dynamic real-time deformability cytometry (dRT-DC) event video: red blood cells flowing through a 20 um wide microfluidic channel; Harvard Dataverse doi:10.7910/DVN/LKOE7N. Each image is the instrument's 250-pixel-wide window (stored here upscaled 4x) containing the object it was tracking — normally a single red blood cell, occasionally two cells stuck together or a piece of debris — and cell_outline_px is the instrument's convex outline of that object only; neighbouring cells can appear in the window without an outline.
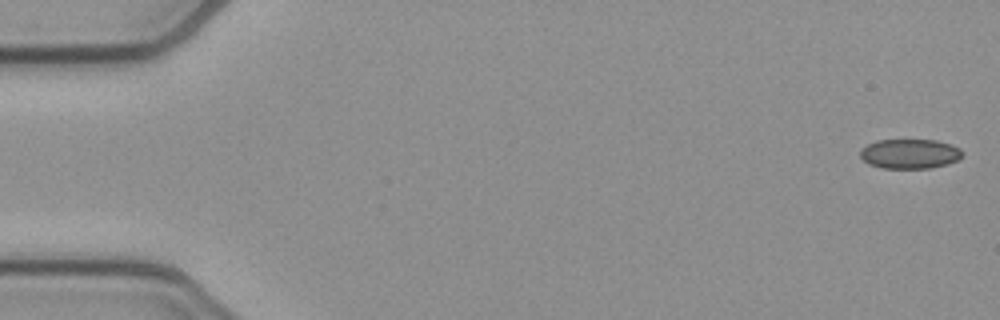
{"species": "common noctule bat (a hibernating species)", "species_latin": "Nyctalus noctula", "temperature_condition": "cold", "stored_images_in_passage": 52, "camera_frame_rate_fps": 3000, "um_per_image_px": 0.085, "animal": {"sex": "female", "body_mass_g": 21.9}, "frame": {"image": 1, "passage_image": 1, "time_ms": 0.0, "image_size_px": [1000, 320], "cell_outline_px": [[960, 156], [956, 160], [948, 164], [928, 168], [884, 168], [868, 164], [860, 156], [860, 148], [876, 140], [936, 140], [952, 144], [960, 148]], "centroid_in_image_um": [77.29, 13.06], "position_along_channel_um": 7.7, "area_um2": 17.57}}
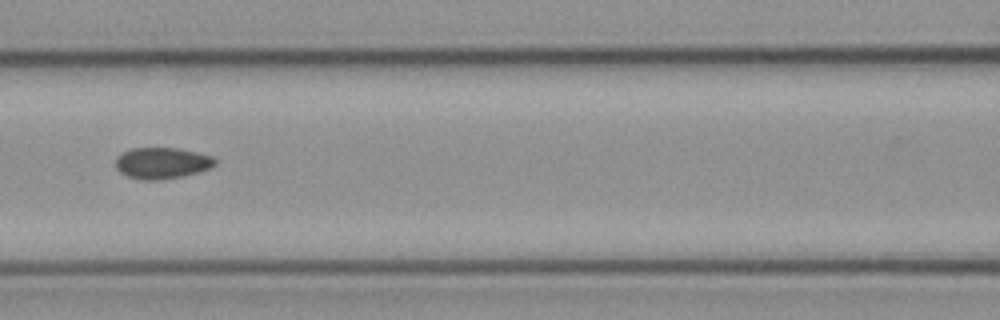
{"frame": {"image": 2, "passage_image": 23, "time_ms": 7.333, "image_size_px": [1000, 320], "cell_outline_px": [[216, 164], [208, 168], [184, 176], [156, 180], [140, 180], [128, 176], [120, 172], [116, 168], [116, 156], [132, 148], [180, 148], [212, 156], [216, 160]], "centroid_in_image_um": [13.75, 13.86], "position_along_channel_um": 152.9, "area_um2": 18.03}}
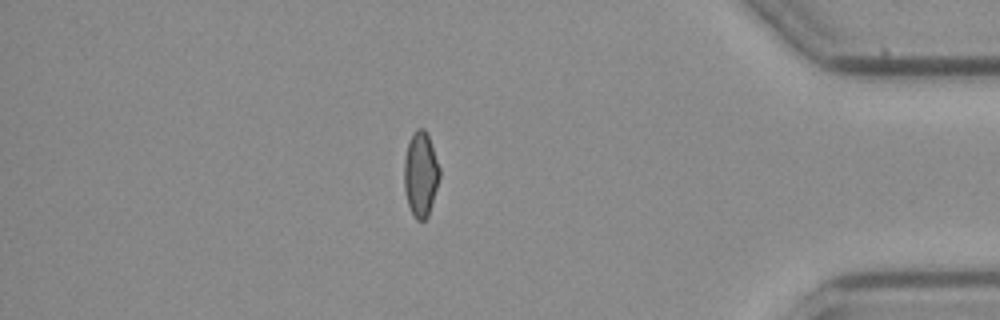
{"frame": {"image": 3, "passage_image": 45, "time_ms": 14.667, "image_size_px": [1000, 320], "cell_outline_px": [[440, 176], [428, 216], [424, 220], [416, 220], [408, 204], [404, 188], [404, 160], [408, 144], [412, 132], [416, 128], [424, 128], [428, 132], [440, 168]], "centroid_in_image_um": [35.76, 14.75], "position_along_channel_um": 399.4, "area_um2": 17.63}, "authors_computed_cell_mechanics": {"area_um2": 17.9758, "velocity_mm_per_s": 3.8986, "shape_relaxation_time_tau1_ms": null, "shape_relaxation_time_tau2_ms": 2.3213, "deformation_change_tau1": null, "deformation_change_tau2": 0.0732}}